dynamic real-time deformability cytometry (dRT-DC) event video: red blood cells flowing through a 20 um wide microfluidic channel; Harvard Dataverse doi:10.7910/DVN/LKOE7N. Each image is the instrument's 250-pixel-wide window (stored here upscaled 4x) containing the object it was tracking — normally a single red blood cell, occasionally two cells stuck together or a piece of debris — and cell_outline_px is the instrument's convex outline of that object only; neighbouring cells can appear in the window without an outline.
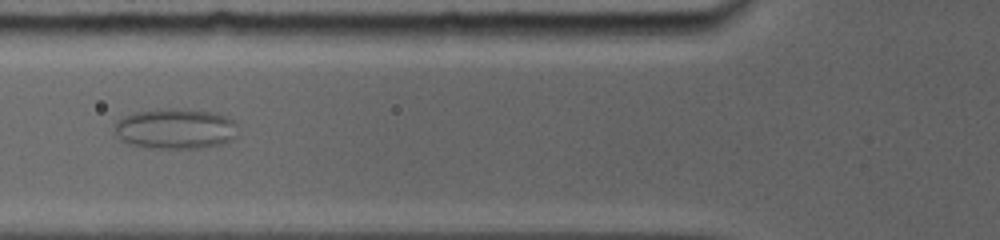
{"species": "common noctule bat (a hibernating species)", "species_latin": "Nyctalus noctula", "temperature_condition": "room temperature", "stored_images_in_passage": 15, "camera_frame_rate_fps": 5000, "um_per_image_px": 0.085, "animal": {"sex": "female", "body_mass_g": 19.0, "forearm_length_mm": 56.7}, "frame": {"image": 1, "passage_image": 11, "time_ms": 6.0, "image_size_px": [1000, 240], "cell_outline_px": [[236, 136], [232, 140], [224, 144], [200, 148], [148, 148], [128, 144], [120, 140], [116, 136], [112, 128], [116, 120], [124, 116], [136, 112], [164, 108], [176, 108], [216, 112], [228, 116], [236, 124]], "centroid_in_image_um": [14.89, 10.94], "position_along_channel_um": 110.9, "area_um2": 29.71}}